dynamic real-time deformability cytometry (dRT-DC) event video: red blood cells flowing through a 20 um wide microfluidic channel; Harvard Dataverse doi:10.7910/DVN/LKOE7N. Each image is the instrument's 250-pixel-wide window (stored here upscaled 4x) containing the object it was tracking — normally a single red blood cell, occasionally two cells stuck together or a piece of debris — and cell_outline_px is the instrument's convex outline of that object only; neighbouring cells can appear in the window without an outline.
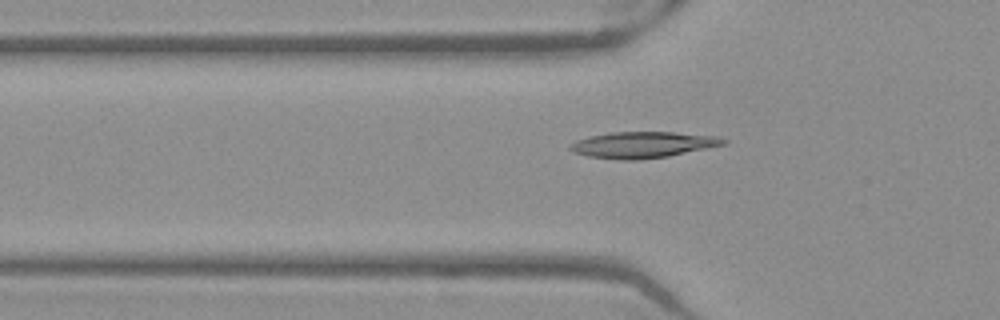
{"species": "Egyptian fruit bat (a non-hibernating species)", "species_latin": "Rousettus aegyptiacus", "temperature_condition": "warm", "stored_images_in_passage": 49, "camera_frame_rate_fps": 3000, "um_per_image_px": 0.085, "frame": {"image": 1, "passage_image": 17, "time_ms": 5.333, "image_size_px": [1000, 320], "cell_outline_px": [[728, 144], [668, 156], [640, 160], [620, 160], [588, 156], [572, 152], [568, 148], [568, 144], [576, 140], [588, 136], [608, 132], [672, 132], [720, 136], [728, 140]], "centroid_in_image_um": [54.63, 12.3], "position_along_channel_um": 71.2, "area_um2": 23.76}}
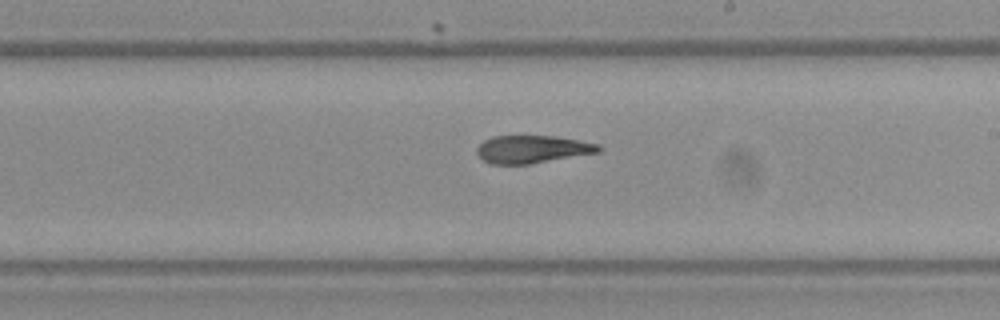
{"frame": {"image": 2, "passage_image": 30, "time_ms": 9.667, "image_size_px": [1000, 320], "cell_outline_px": [[604, 148], [600, 152], [528, 164], [488, 164], [476, 152], [476, 148], [484, 140], [492, 136], [556, 136], [580, 140], [600, 144]], "centroid_in_image_um": [45.27, 12.68], "position_along_channel_um": 243.7, "area_um2": 19.77}}
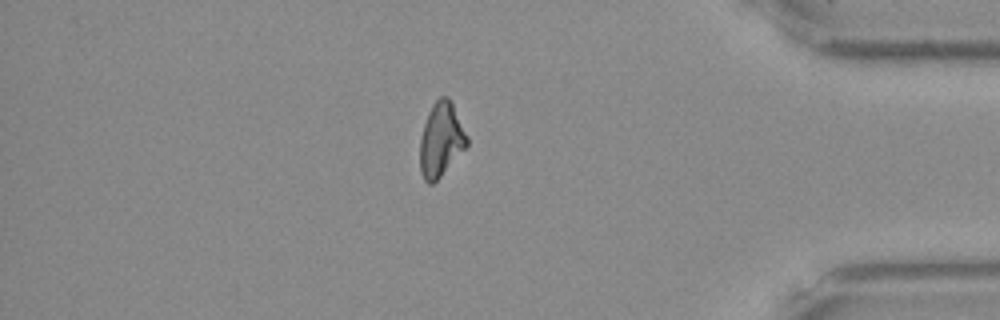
{"frame": {"image": 3, "passage_image": 44, "time_ms": 14.333, "image_size_px": [1000, 320], "cell_outline_px": [[468, 144], [440, 176], [432, 184], [428, 184], [424, 180], [420, 172], [420, 136], [428, 112], [432, 104], [440, 96], [448, 96], [468, 136]], "centroid_in_image_um": [37.46, 11.86], "position_along_channel_um": 397.7, "area_um2": 20.06}}